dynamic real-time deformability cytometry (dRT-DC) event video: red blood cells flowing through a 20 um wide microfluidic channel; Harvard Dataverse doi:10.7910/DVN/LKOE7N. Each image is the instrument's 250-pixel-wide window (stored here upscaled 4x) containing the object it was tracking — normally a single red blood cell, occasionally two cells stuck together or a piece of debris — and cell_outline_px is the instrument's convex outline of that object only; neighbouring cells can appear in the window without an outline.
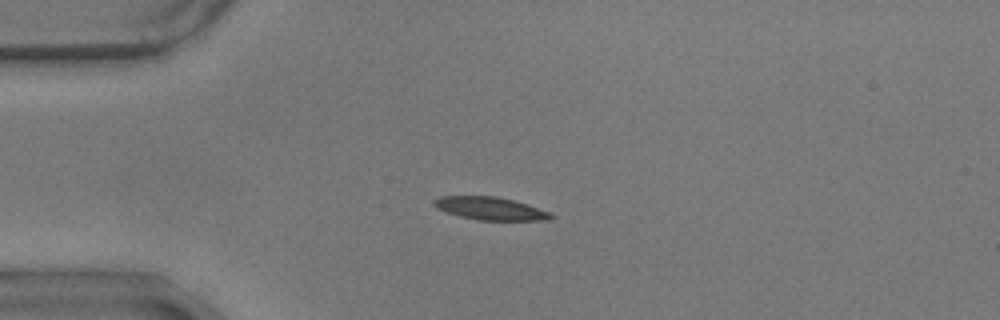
{"species": "common noctule bat (a hibernating species)", "species_latin": "Nyctalus noctula", "temperature_condition": "warm", "stored_images_in_passage": 45, "camera_frame_rate_fps": 3000, "um_per_image_px": 0.085, "animal": {"sex": "male", "body_mass_g": 17.9}, "frame": {"image": 1, "passage_image": 2, "time_ms": 0.333, "image_size_px": [1000, 320], "cell_outline_px": [[556, 216], [552, 220], [476, 220], [460, 216], [436, 208], [432, 204], [432, 200], [440, 196], [496, 196], [528, 204], [552, 212]], "centroid_in_image_um": [41.72, 17.72], "position_along_channel_um": 43.3, "area_um2": 15.78}}
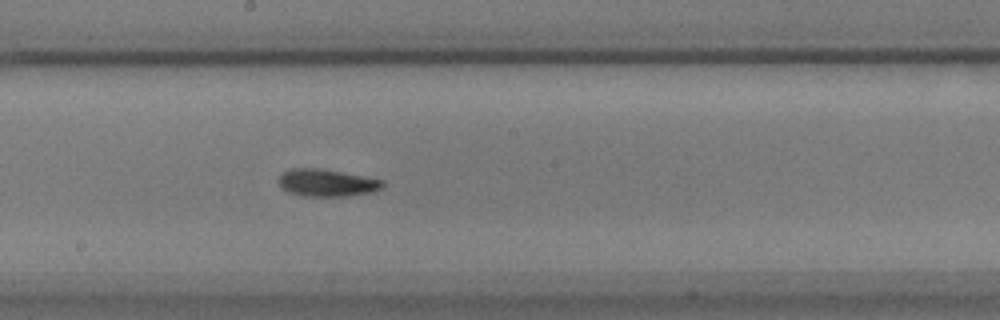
{"frame": {"image": 2, "passage_image": 19, "time_ms": 6.0, "image_size_px": [1000, 320], "cell_outline_px": [[384, 184], [380, 188], [372, 192], [348, 196], [304, 196], [288, 192], [280, 188], [280, 172], [292, 168], [320, 168], [384, 180]], "centroid_in_image_um": [27.75, 15.53], "position_along_channel_um": 220.5, "area_um2": 16.53}}
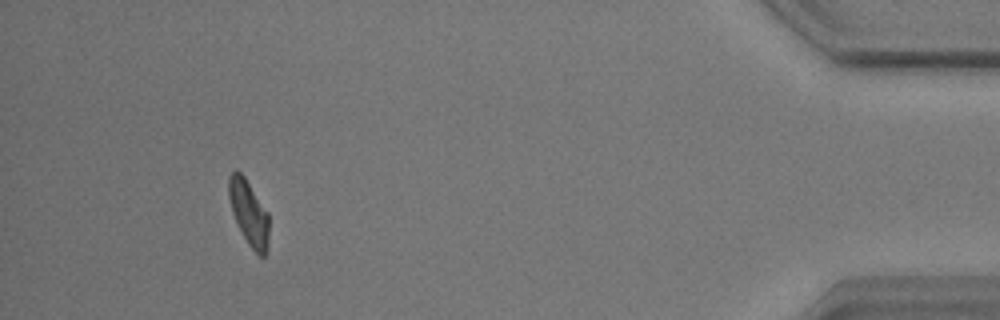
{"frame": {"image": 3, "passage_image": 41, "time_ms": 13.333, "image_size_px": [1000, 320], "cell_outline_px": [[268, 248], [264, 256], [260, 256], [248, 244], [232, 212], [228, 196], [228, 176], [236, 168], [244, 176], [268, 212]], "centroid_in_image_um": [21.14, 18.05], "position_along_channel_um": 414.1, "area_um2": 15.09}, "authors_computed_cell_mechanics": {"area_um2": 16.184, "velocity_mm_per_s": 3.5039, "shape_relaxation_time_tau1_ms": 5.6436, "shape_relaxation_time_tau2_ms": 3.7787, "deformation_change_tau1": 0.1566, "deformation_change_tau2": 0.101}}